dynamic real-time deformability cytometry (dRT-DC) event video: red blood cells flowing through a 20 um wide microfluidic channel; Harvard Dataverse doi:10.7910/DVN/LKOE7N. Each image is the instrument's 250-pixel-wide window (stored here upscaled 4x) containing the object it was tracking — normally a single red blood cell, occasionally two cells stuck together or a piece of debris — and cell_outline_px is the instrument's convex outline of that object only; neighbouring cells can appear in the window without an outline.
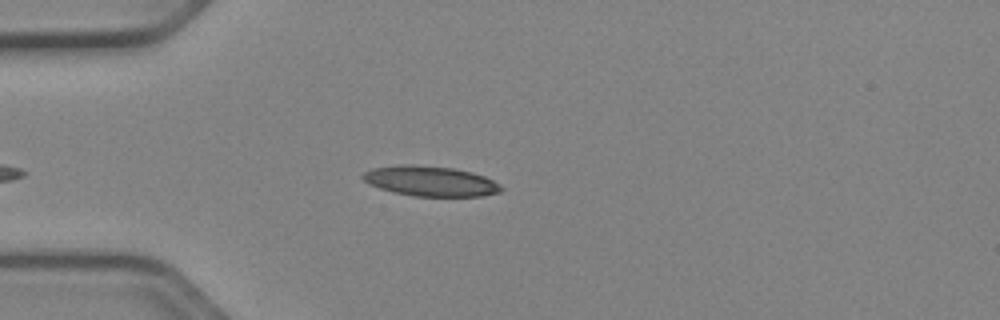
{"species": "Egyptian fruit bat (a non-hibernating species)", "species_latin": "Rousettus aegyptiacus", "temperature_condition": "cold", "stored_images_in_passage": 38, "camera_frame_rate_fps": 3000, "um_per_image_px": 0.085, "animal": {"sex": "female"}, "frame": {"image": 1, "passage_image": 4, "time_ms": 1.0, "image_size_px": [1000, 320], "cell_outline_px": [[504, 188], [500, 192], [480, 196], [416, 196], [392, 192], [368, 184], [360, 176], [364, 172], [372, 168], [400, 164], [416, 164], [452, 168], [472, 172], [484, 176], [500, 184]], "centroid_in_image_um": [36.56, 15.39], "position_along_channel_um": 48.4, "area_um2": 24.39}}
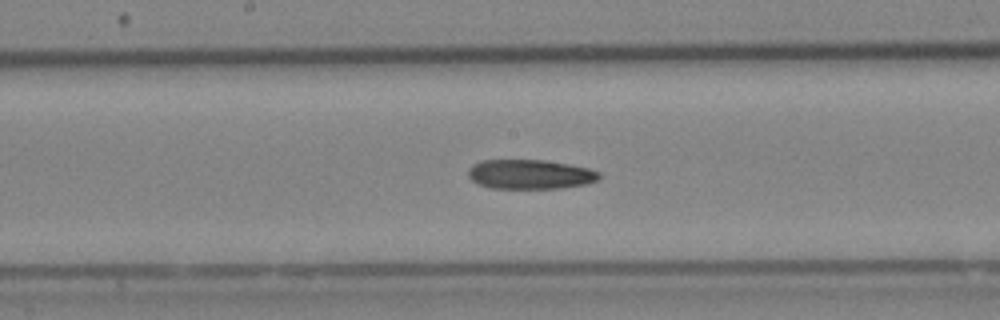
{"frame": {"image": 2, "passage_image": 17, "time_ms": 5.333, "image_size_px": [1000, 320], "cell_outline_px": [[600, 176], [596, 180], [588, 184], [560, 188], [492, 188], [480, 184], [472, 180], [468, 176], [468, 168], [472, 164], [480, 160], [544, 160], [568, 164], [588, 168], [600, 172]], "centroid_in_image_um": [45.04, 14.81], "position_along_channel_um": 203.2, "area_um2": 22.48}}
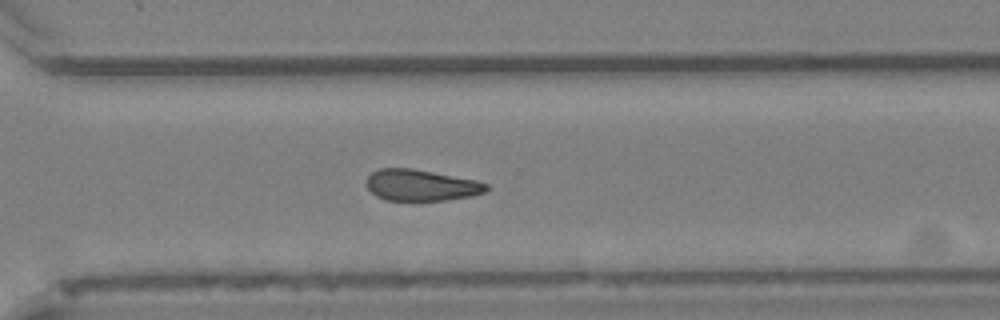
{"frame": {"image": 3, "passage_image": 27, "time_ms": 8.667, "image_size_px": [1000, 320], "cell_outline_px": [[488, 188], [484, 192], [472, 196], [448, 200], [384, 200], [376, 196], [368, 188], [368, 176], [376, 168], [412, 168], [476, 180], [488, 184]], "centroid_in_image_um": [35.79, 15.74], "position_along_channel_um": 334.8, "area_um2": 21.79}}